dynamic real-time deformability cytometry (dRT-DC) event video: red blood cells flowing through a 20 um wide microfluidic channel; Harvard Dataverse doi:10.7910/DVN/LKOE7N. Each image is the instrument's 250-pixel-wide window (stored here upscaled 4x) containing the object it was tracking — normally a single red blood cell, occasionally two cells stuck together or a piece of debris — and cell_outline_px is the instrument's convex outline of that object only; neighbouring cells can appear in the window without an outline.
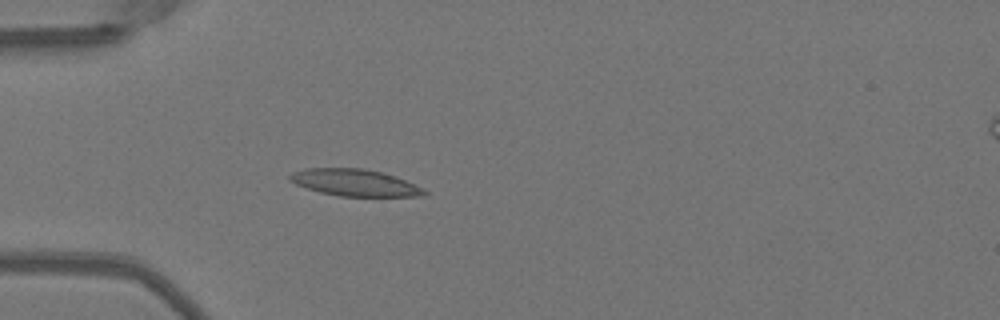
{"species": "Egyptian fruit bat (a non-hibernating species)", "species_latin": "Rousettus aegyptiacus", "temperature_condition": "warm", "stored_images_in_passage": 42, "camera_frame_rate_fps": 3000, "um_per_image_px": 0.085, "animal": {"sex": "female"}, "frame": {"image": 1, "passage_image": 7, "time_ms": 2.0, "image_size_px": [1000, 320], "cell_outline_px": [[428, 196], [340, 196], [320, 192], [296, 184], [288, 180], [288, 176], [292, 172], [304, 168], [364, 168], [384, 172], [396, 176], [424, 188], [428, 192]], "centroid_in_image_um": [30.18, 15.51], "position_along_channel_um": 54.8, "area_um2": 21.21}}
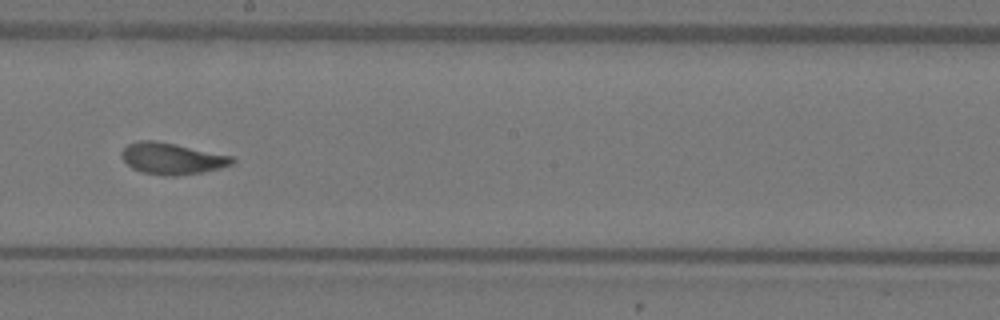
{"frame": {"image": 2, "passage_image": 21, "time_ms": 6.667, "image_size_px": [1000, 320], "cell_outline_px": [[236, 160], [232, 164], [220, 168], [200, 172], [176, 176], [164, 176], [144, 172], [132, 168], [120, 156], [120, 152], [128, 144], [140, 140], [156, 140], [176, 144], [232, 156]], "centroid_in_image_um": [14.6, 13.47], "position_along_channel_um": 233.6, "area_um2": 20.17}}
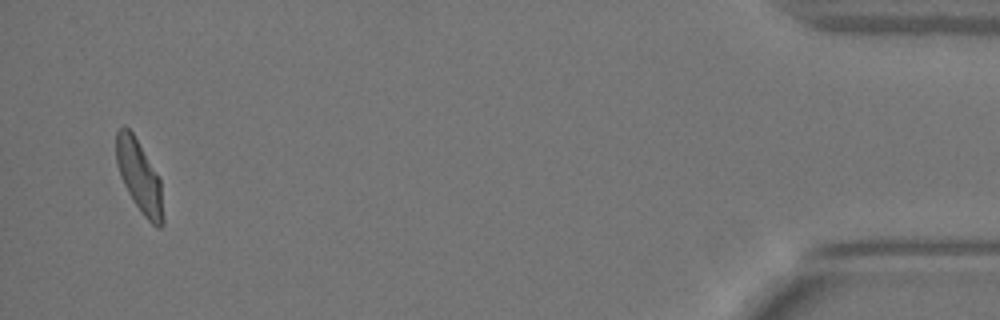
{"frame": {"image": 3, "passage_image": 41, "time_ms": 13.333, "image_size_px": [1000, 320], "cell_outline_px": [[164, 224], [160, 228], [156, 228], [144, 216], [132, 200], [120, 176], [116, 164], [116, 132], [124, 124], [132, 132], [160, 180], [164, 216]], "centroid_in_image_um": [11.84, 15.05], "position_along_channel_um": 423.4, "area_um2": 19.54}, "authors_computed_cell_mechanics": {"area_um2": 19.9988, "velocity_mm_per_s": 4.0175, "shape_relaxation_time_tau1_ms": 4.0031, "shape_relaxation_time_tau2_ms": 1.3499, "deformation_change_tau1": 0.159, "deformation_change_tau2": 0.0694}}